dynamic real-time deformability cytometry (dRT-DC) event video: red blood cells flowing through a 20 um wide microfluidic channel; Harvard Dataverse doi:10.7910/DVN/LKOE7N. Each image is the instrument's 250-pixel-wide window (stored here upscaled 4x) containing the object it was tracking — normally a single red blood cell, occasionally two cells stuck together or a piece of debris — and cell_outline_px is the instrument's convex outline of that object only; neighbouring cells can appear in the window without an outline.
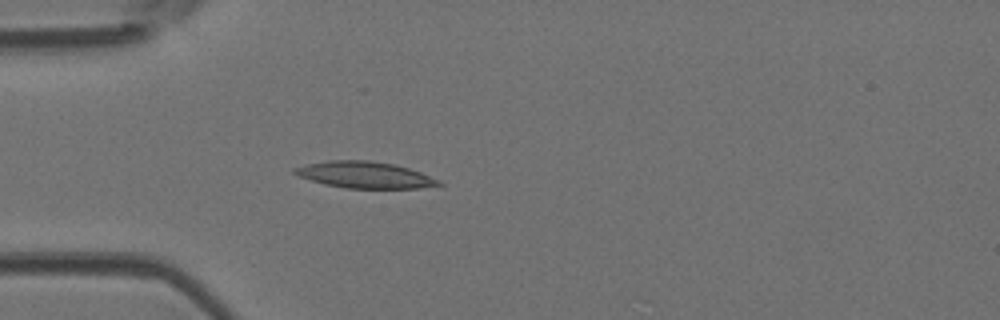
{"species": "Egyptian fruit bat (a non-hibernating species)", "species_latin": "Rousettus aegyptiacus", "temperature_condition": "room temperature", "stored_images_in_passage": 4, "camera_frame_rate_fps": 3000, "um_per_image_px": 0.085, "animal": {"sex": "female"}, "frame": {"image": 1, "passage_image": 4, "time_ms": 1.0, "image_size_px": [1000, 320], "cell_outline_px": [[444, 184], [420, 188], [344, 188], [324, 184], [300, 176], [292, 172], [292, 168], [308, 164], [328, 160], [368, 160], [392, 164], [408, 168], [420, 172], [440, 180]], "centroid_in_image_um": [31.0, 14.86], "position_along_channel_um": 54.0, "area_um2": 22.08}}